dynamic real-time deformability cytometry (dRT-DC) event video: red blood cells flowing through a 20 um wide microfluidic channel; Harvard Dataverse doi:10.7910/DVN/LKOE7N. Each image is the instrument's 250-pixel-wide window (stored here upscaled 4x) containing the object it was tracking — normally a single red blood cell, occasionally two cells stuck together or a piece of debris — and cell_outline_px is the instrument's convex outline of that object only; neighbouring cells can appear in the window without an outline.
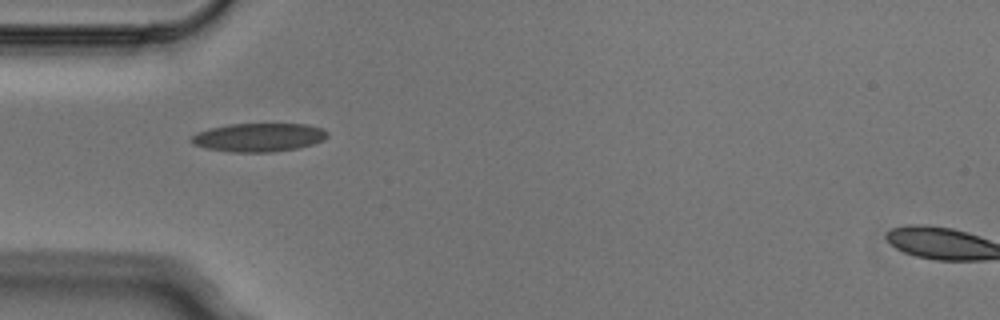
{"species": "Egyptian fruit bat (a non-hibernating species)", "species_latin": "Rousettus aegyptiacus", "temperature_condition": "cold", "stored_images_in_passage": 1, "camera_frame_rate_fps": 3000, "um_per_image_px": 0.085, "animal": {"sex": "male"}, "frame": {"image": 1, "passage_image": 1, "time_ms": 0.0, "image_size_px": [1000, 320], "cell_outline_px": [[328, 136], [324, 140], [312, 144], [296, 148], [272, 152], [232, 152], [204, 148], [192, 144], [188, 140], [196, 132], [208, 128], [228, 124], [308, 124], [320, 128], [328, 132]], "centroid_in_image_um": [21.94, 11.67], "position_along_channel_um": 63.1, "area_um2": 22.77}}